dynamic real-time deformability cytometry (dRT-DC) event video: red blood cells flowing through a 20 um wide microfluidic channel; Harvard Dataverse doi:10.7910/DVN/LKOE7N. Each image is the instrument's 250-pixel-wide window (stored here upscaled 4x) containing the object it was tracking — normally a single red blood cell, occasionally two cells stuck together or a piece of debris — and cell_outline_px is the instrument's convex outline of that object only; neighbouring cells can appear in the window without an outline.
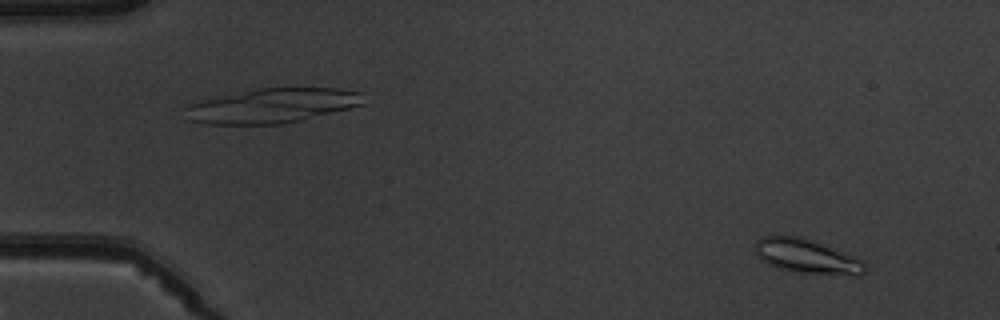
{"species": "common noctule bat (a hibernating species)", "species_latin": "Nyctalus noctula", "temperature_condition": "warm", "stored_images_in_passage": 5, "camera_frame_rate_fps": 3000, "um_per_image_px": 0.085, "animal": {"sex": "male", "body_mass_g": 19.5, "forearm_length_mm": 54.6}, "frame": {"image": 1, "passage_image": 1, "time_ms": 0.0, "image_size_px": [1000, 320], "cell_outline_px": [[864, 272], [860, 276], [852, 276], [800, 272], [776, 268], [760, 260], [756, 256], [756, 240], [764, 236], [800, 236], [844, 252], [864, 260]], "centroid_in_image_um": [68.58, 21.8], "position_along_channel_um": 16.4, "area_um2": 21.91}}